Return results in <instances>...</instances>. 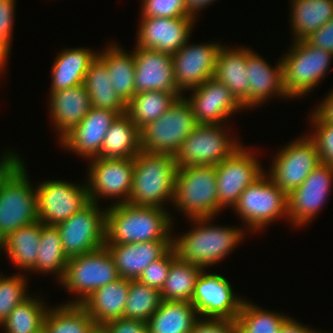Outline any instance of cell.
<instances>
[{
  "mask_svg": "<svg viewBox=\"0 0 333 333\" xmlns=\"http://www.w3.org/2000/svg\"><path fill=\"white\" fill-rule=\"evenodd\" d=\"M166 209L112 203L106 207L105 244L172 241L175 218Z\"/></svg>",
  "mask_w": 333,
  "mask_h": 333,
  "instance_id": "1",
  "label": "cell"
},
{
  "mask_svg": "<svg viewBox=\"0 0 333 333\" xmlns=\"http://www.w3.org/2000/svg\"><path fill=\"white\" fill-rule=\"evenodd\" d=\"M212 219L214 217L189 219L193 223L191 227H194L183 235L172 237V246L177 256L204 270L224 260L243 242L246 234V228L242 226L211 225Z\"/></svg>",
  "mask_w": 333,
  "mask_h": 333,
  "instance_id": "2",
  "label": "cell"
},
{
  "mask_svg": "<svg viewBox=\"0 0 333 333\" xmlns=\"http://www.w3.org/2000/svg\"><path fill=\"white\" fill-rule=\"evenodd\" d=\"M133 159L132 190L127 203L167 208L165 203L173 201L178 171L175 155L141 150Z\"/></svg>",
  "mask_w": 333,
  "mask_h": 333,
  "instance_id": "3",
  "label": "cell"
},
{
  "mask_svg": "<svg viewBox=\"0 0 333 333\" xmlns=\"http://www.w3.org/2000/svg\"><path fill=\"white\" fill-rule=\"evenodd\" d=\"M281 58L283 87L287 96L302 98L310 94L331 68L333 53L304 40H292ZM330 67V68H329Z\"/></svg>",
  "mask_w": 333,
  "mask_h": 333,
  "instance_id": "4",
  "label": "cell"
},
{
  "mask_svg": "<svg viewBox=\"0 0 333 333\" xmlns=\"http://www.w3.org/2000/svg\"><path fill=\"white\" fill-rule=\"evenodd\" d=\"M172 207L188 219L217 217V177L215 166L178 167Z\"/></svg>",
  "mask_w": 333,
  "mask_h": 333,
  "instance_id": "5",
  "label": "cell"
},
{
  "mask_svg": "<svg viewBox=\"0 0 333 333\" xmlns=\"http://www.w3.org/2000/svg\"><path fill=\"white\" fill-rule=\"evenodd\" d=\"M232 209L248 233H260L280 217L288 219L287 194L264 172L242 191Z\"/></svg>",
  "mask_w": 333,
  "mask_h": 333,
  "instance_id": "6",
  "label": "cell"
},
{
  "mask_svg": "<svg viewBox=\"0 0 333 333\" xmlns=\"http://www.w3.org/2000/svg\"><path fill=\"white\" fill-rule=\"evenodd\" d=\"M120 278L109 250L103 247L69 258L63 279L59 284L76 298L64 302L81 304L94 291Z\"/></svg>",
  "mask_w": 333,
  "mask_h": 333,
  "instance_id": "7",
  "label": "cell"
},
{
  "mask_svg": "<svg viewBox=\"0 0 333 333\" xmlns=\"http://www.w3.org/2000/svg\"><path fill=\"white\" fill-rule=\"evenodd\" d=\"M22 161L0 187V242L10 233L38 221L36 187Z\"/></svg>",
  "mask_w": 333,
  "mask_h": 333,
  "instance_id": "8",
  "label": "cell"
},
{
  "mask_svg": "<svg viewBox=\"0 0 333 333\" xmlns=\"http://www.w3.org/2000/svg\"><path fill=\"white\" fill-rule=\"evenodd\" d=\"M197 125L192 107L183 95L157 120L140 130L141 148L145 152L176 155Z\"/></svg>",
  "mask_w": 333,
  "mask_h": 333,
  "instance_id": "9",
  "label": "cell"
},
{
  "mask_svg": "<svg viewBox=\"0 0 333 333\" xmlns=\"http://www.w3.org/2000/svg\"><path fill=\"white\" fill-rule=\"evenodd\" d=\"M226 128V124H198L175 155L178 167L215 166L230 157L242 145Z\"/></svg>",
  "mask_w": 333,
  "mask_h": 333,
  "instance_id": "10",
  "label": "cell"
},
{
  "mask_svg": "<svg viewBox=\"0 0 333 333\" xmlns=\"http://www.w3.org/2000/svg\"><path fill=\"white\" fill-rule=\"evenodd\" d=\"M100 206L90 201L67 220L55 225L68 258L89 253L105 245L106 207L104 209Z\"/></svg>",
  "mask_w": 333,
  "mask_h": 333,
  "instance_id": "11",
  "label": "cell"
},
{
  "mask_svg": "<svg viewBox=\"0 0 333 333\" xmlns=\"http://www.w3.org/2000/svg\"><path fill=\"white\" fill-rule=\"evenodd\" d=\"M303 135L279 149L271 168L265 171L286 194L299 187L321 164L315 142L307 134Z\"/></svg>",
  "mask_w": 333,
  "mask_h": 333,
  "instance_id": "12",
  "label": "cell"
},
{
  "mask_svg": "<svg viewBox=\"0 0 333 333\" xmlns=\"http://www.w3.org/2000/svg\"><path fill=\"white\" fill-rule=\"evenodd\" d=\"M36 186L38 220L45 225H57L67 220L90 202L86 182L81 185L51 179Z\"/></svg>",
  "mask_w": 333,
  "mask_h": 333,
  "instance_id": "13",
  "label": "cell"
},
{
  "mask_svg": "<svg viewBox=\"0 0 333 333\" xmlns=\"http://www.w3.org/2000/svg\"><path fill=\"white\" fill-rule=\"evenodd\" d=\"M89 161L86 183L90 201L98 204L100 198H116L114 204L127 203L132 190L134 159L93 158Z\"/></svg>",
  "mask_w": 333,
  "mask_h": 333,
  "instance_id": "14",
  "label": "cell"
},
{
  "mask_svg": "<svg viewBox=\"0 0 333 333\" xmlns=\"http://www.w3.org/2000/svg\"><path fill=\"white\" fill-rule=\"evenodd\" d=\"M255 156L251 149L242 145L230 157L215 165L218 205L221 209H232L242 191L266 171Z\"/></svg>",
  "mask_w": 333,
  "mask_h": 333,
  "instance_id": "15",
  "label": "cell"
},
{
  "mask_svg": "<svg viewBox=\"0 0 333 333\" xmlns=\"http://www.w3.org/2000/svg\"><path fill=\"white\" fill-rule=\"evenodd\" d=\"M333 186V167L317 166L304 182L287 194L288 222L303 227L315 219L323 209Z\"/></svg>",
  "mask_w": 333,
  "mask_h": 333,
  "instance_id": "16",
  "label": "cell"
},
{
  "mask_svg": "<svg viewBox=\"0 0 333 333\" xmlns=\"http://www.w3.org/2000/svg\"><path fill=\"white\" fill-rule=\"evenodd\" d=\"M236 295L226 277L203 270L196 281L191 303L201 318L236 320L244 300Z\"/></svg>",
  "mask_w": 333,
  "mask_h": 333,
  "instance_id": "17",
  "label": "cell"
},
{
  "mask_svg": "<svg viewBox=\"0 0 333 333\" xmlns=\"http://www.w3.org/2000/svg\"><path fill=\"white\" fill-rule=\"evenodd\" d=\"M188 42L172 55L174 80L183 94L214 76L217 53L222 47L220 42Z\"/></svg>",
  "mask_w": 333,
  "mask_h": 333,
  "instance_id": "18",
  "label": "cell"
},
{
  "mask_svg": "<svg viewBox=\"0 0 333 333\" xmlns=\"http://www.w3.org/2000/svg\"><path fill=\"white\" fill-rule=\"evenodd\" d=\"M195 21L192 17H141L135 46L173 55L190 40Z\"/></svg>",
  "mask_w": 333,
  "mask_h": 333,
  "instance_id": "19",
  "label": "cell"
},
{
  "mask_svg": "<svg viewBox=\"0 0 333 333\" xmlns=\"http://www.w3.org/2000/svg\"><path fill=\"white\" fill-rule=\"evenodd\" d=\"M189 91L192 95L186 99L198 124H225L228 117L245 109L232 92L214 77Z\"/></svg>",
  "mask_w": 333,
  "mask_h": 333,
  "instance_id": "20",
  "label": "cell"
},
{
  "mask_svg": "<svg viewBox=\"0 0 333 333\" xmlns=\"http://www.w3.org/2000/svg\"><path fill=\"white\" fill-rule=\"evenodd\" d=\"M117 116L115 111L91 107L82 121L60 140L61 148L85 160L98 158L104 137Z\"/></svg>",
  "mask_w": 333,
  "mask_h": 333,
  "instance_id": "21",
  "label": "cell"
},
{
  "mask_svg": "<svg viewBox=\"0 0 333 333\" xmlns=\"http://www.w3.org/2000/svg\"><path fill=\"white\" fill-rule=\"evenodd\" d=\"M135 94L147 91L181 92L174 80L172 54L134 47Z\"/></svg>",
  "mask_w": 333,
  "mask_h": 333,
  "instance_id": "22",
  "label": "cell"
},
{
  "mask_svg": "<svg viewBox=\"0 0 333 333\" xmlns=\"http://www.w3.org/2000/svg\"><path fill=\"white\" fill-rule=\"evenodd\" d=\"M247 80L249 83V108L262 105L272 97L290 99L283 87L281 58L275 67L253 49L247 48Z\"/></svg>",
  "mask_w": 333,
  "mask_h": 333,
  "instance_id": "23",
  "label": "cell"
},
{
  "mask_svg": "<svg viewBox=\"0 0 333 333\" xmlns=\"http://www.w3.org/2000/svg\"><path fill=\"white\" fill-rule=\"evenodd\" d=\"M49 112L60 141L89 113L90 98L84 84L50 92Z\"/></svg>",
  "mask_w": 333,
  "mask_h": 333,
  "instance_id": "24",
  "label": "cell"
},
{
  "mask_svg": "<svg viewBox=\"0 0 333 333\" xmlns=\"http://www.w3.org/2000/svg\"><path fill=\"white\" fill-rule=\"evenodd\" d=\"M105 246L114 260L120 278L137 280L150 263L161 258L172 247V241Z\"/></svg>",
  "mask_w": 333,
  "mask_h": 333,
  "instance_id": "25",
  "label": "cell"
},
{
  "mask_svg": "<svg viewBox=\"0 0 333 333\" xmlns=\"http://www.w3.org/2000/svg\"><path fill=\"white\" fill-rule=\"evenodd\" d=\"M222 45L216 57L214 78L223 83L246 109H249V83L247 80V46Z\"/></svg>",
  "mask_w": 333,
  "mask_h": 333,
  "instance_id": "26",
  "label": "cell"
},
{
  "mask_svg": "<svg viewBox=\"0 0 333 333\" xmlns=\"http://www.w3.org/2000/svg\"><path fill=\"white\" fill-rule=\"evenodd\" d=\"M98 52L77 47L59 52L51 67L50 92L76 87L84 83L85 74Z\"/></svg>",
  "mask_w": 333,
  "mask_h": 333,
  "instance_id": "27",
  "label": "cell"
},
{
  "mask_svg": "<svg viewBox=\"0 0 333 333\" xmlns=\"http://www.w3.org/2000/svg\"><path fill=\"white\" fill-rule=\"evenodd\" d=\"M129 281L119 278L98 288L81 303L96 324H105L123 317L129 293Z\"/></svg>",
  "mask_w": 333,
  "mask_h": 333,
  "instance_id": "28",
  "label": "cell"
},
{
  "mask_svg": "<svg viewBox=\"0 0 333 333\" xmlns=\"http://www.w3.org/2000/svg\"><path fill=\"white\" fill-rule=\"evenodd\" d=\"M141 150L140 130L125 113L111 123L98 158H134Z\"/></svg>",
  "mask_w": 333,
  "mask_h": 333,
  "instance_id": "29",
  "label": "cell"
},
{
  "mask_svg": "<svg viewBox=\"0 0 333 333\" xmlns=\"http://www.w3.org/2000/svg\"><path fill=\"white\" fill-rule=\"evenodd\" d=\"M103 51H98V56L105 62L112 87L121 100L127 104L135 95V57L133 52L127 53L120 44H107Z\"/></svg>",
  "mask_w": 333,
  "mask_h": 333,
  "instance_id": "30",
  "label": "cell"
},
{
  "mask_svg": "<svg viewBox=\"0 0 333 333\" xmlns=\"http://www.w3.org/2000/svg\"><path fill=\"white\" fill-rule=\"evenodd\" d=\"M84 86L91 107L112 110L118 115L126 113V104L115 92L105 62L97 55L85 74Z\"/></svg>",
  "mask_w": 333,
  "mask_h": 333,
  "instance_id": "31",
  "label": "cell"
},
{
  "mask_svg": "<svg viewBox=\"0 0 333 333\" xmlns=\"http://www.w3.org/2000/svg\"><path fill=\"white\" fill-rule=\"evenodd\" d=\"M41 222L38 220L30 225L20 227L0 242V253L4 249L10 262L22 271L30 272L38 255L41 235Z\"/></svg>",
  "mask_w": 333,
  "mask_h": 333,
  "instance_id": "32",
  "label": "cell"
},
{
  "mask_svg": "<svg viewBox=\"0 0 333 333\" xmlns=\"http://www.w3.org/2000/svg\"><path fill=\"white\" fill-rule=\"evenodd\" d=\"M199 318L191 302L162 300L147 322L148 333H190Z\"/></svg>",
  "mask_w": 333,
  "mask_h": 333,
  "instance_id": "33",
  "label": "cell"
},
{
  "mask_svg": "<svg viewBox=\"0 0 333 333\" xmlns=\"http://www.w3.org/2000/svg\"><path fill=\"white\" fill-rule=\"evenodd\" d=\"M290 6L294 41L304 40L333 18L332 0H292Z\"/></svg>",
  "mask_w": 333,
  "mask_h": 333,
  "instance_id": "34",
  "label": "cell"
},
{
  "mask_svg": "<svg viewBox=\"0 0 333 333\" xmlns=\"http://www.w3.org/2000/svg\"><path fill=\"white\" fill-rule=\"evenodd\" d=\"M182 92L147 91L135 94L126 104V114L141 130L157 120L168 108L183 96Z\"/></svg>",
  "mask_w": 333,
  "mask_h": 333,
  "instance_id": "35",
  "label": "cell"
},
{
  "mask_svg": "<svg viewBox=\"0 0 333 333\" xmlns=\"http://www.w3.org/2000/svg\"><path fill=\"white\" fill-rule=\"evenodd\" d=\"M35 267L30 271L54 274L58 282L63 279L69 258L64 253L60 233L55 225L41 224V235Z\"/></svg>",
  "mask_w": 333,
  "mask_h": 333,
  "instance_id": "36",
  "label": "cell"
},
{
  "mask_svg": "<svg viewBox=\"0 0 333 333\" xmlns=\"http://www.w3.org/2000/svg\"><path fill=\"white\" fill-rule=\"evenodd\" d=\"M95 324L81 304L61 303L48 308L43 330L45 333H89Z\"/></svg>",
  "mask_w": 333,
  "mask_h": 333,
  "instance_id": "37",
  "label": "cell"
},
{
  "mask_svg": "<svg viewBox=\"0 0 333 333\" xmlns=\"http://www.w3.org/2000/svg\"><path fill=\"white\" fill-rule=\"evenodd\" d=\"M204 269L178 256L171 262L168 276L160 290L163 301L191 302L196 281Z\"/></svg>",
  "mask_w": 333,
  "mask_h": 333,
  "instance_id": "38",
  "label": "cell"
},
{
  "mask_svg": "<svg viewBox=\"0 0 333 333\" xmlns=\"http://www.w3.org/2000/svg\"><path fill=\"white\" fill-rule=\"evenodd\" d=\"M40 296L30 294L19 303L0 324L2 333H38L43 329V322L49 305Z\"/></svg>",
  "mask_w": 333,
  "mask_h": 333,
  "instance_id": "39",
  "label": "cell"
},
{
  "mask_svg": "<svg viewBox=\"0 0 333 333\" xmlns=\"http://www.w3.org/2000/svg\"><path fill=\"white\" fill-rule=\"evenodd\" d=\"M289 317L284 313L265 310L245 298L235 321L238 333H278Z\"/></svg>",
  "mask_w": 333,
  "mask_h": 333,
  "instance_id": "40",
  "label": "cell"
},
{
  "mask_svg": "<svg viewBox=\"0 0 333 333\" xmlns=\"http://www.w3.org/2000/svg\"><path fill=\"white\" fill-rule=\"evenodd\" d=\"M161 301L159 290L139 280H130L123 317L147 323L159 308Z\"/></svg>",
  "mask_w": 333,
  "mask_h": 333,
  "instance_id": "41",
  "label": "cell"
},
{
  "mask_svg": "<svg viewBox=\"0 0 333 333\" xmlns=\"http://www.w3.org/2000/svg\"><path fill=\"white\" fill-rule=\"evenodd\" d=\"M23 274L18 272L12 276L0 275V324L30 295L27 292V276L25 272Z\"/></svg>",
  "mask_w": 333,
  "mask_h": 333,
  "instance_id": "42",
  "label": "cell"
},
{
  "mask_svg": "<svg viewBox=\"0 0 333 333\" xmlns=\"http://www.w3.org/2000/svg\"><path fill=\"white\" fill-rule=\"evenodd\" d=\"M309 116L312 130L307 135L315 142L320 162L333 167V124L326 123L314 111ZM314 127V128H313Z\"/></svg>",
  "mask_w": 333,
  "mask_h": 333,
  "instance_id": "43",
  "label": "cell"
},
{
  "mask_svg": "<svg viewBox=\"0 0 333 333\" xmlns=\"http://www.w3.org/2000/svg\"><path fill=\"white\" fill-rule=\"evenodd\" d=\"M15 8L16 0H0V75L6 71L10 58Z\"/></svg>",
  "mask_w": 333,
  "mask_h": 333,
  "instance_id": "44",
  "label": "cell"
},
{
  "mask_svg": "<svg viewBox=\"0 0 333 333\" xmlns=\"http://www.w3.org/2000/svg\"><path fill=\"white\" fill-rule=\"evenodd\" d=\"M141 17L187 18L185 0H142Z\"/></svg>",
  "mask_w": 333,
  "mask_h": 333,
  "instance_id": "45",
  "label": "cell"
},
{
  "mask_svg": "<svg viewBox=\"0 0 333 333\" xmlns=\"http://www.w3.org/2000/svg\"><path fill=\"white\" fill-rule=\"evenodd\" d=\"M176 257L172 246L161 258L150 263L137 280L160 291L168 276L170 264Z\"/></svg>",
  "mask_w": 333,
  "mask_h": 333,
  "instance_id": "46",
  "label": "cell"
},
{
  "mask_svg": "<svg viewBox=\"0 0 333 333\" xmlns=\"http://www.w3.org/2000/svg\"><path fill=\"white\" fill-rule=\"evenodd\" d=\"M190 333H238L235 320L199 318Z\"/></svg>",
  "mask_w": 333,
  "mask_h": 333,
  "instance_id": "47",
  "label": "cell"
},
{
  "mask_svg": "<svg viewBox=\"0 0 333 333\" xmlns=\"http://www.w3.org/2000/svg\"><path fill=\"white\" fill-rule=\"evenodd\" d=\"M305 40L317 48L333 53V18L318 30L312 32Z\"/></svg>",
  "mask_w": 333,
  "mask_h": 333,
  "instance_id": "48",
  "label": "cell"
},
{
  "mask_svg": "<svg viewBox=\"0 0 333 333\" xmlns=\"http://www.w3.org/2000/svg\"><path fill=\"white\" fill-rule=\"evenodd\" d=\"M104 325L110 333H148L147 323L124 317L108 321Z\"/></svg>",
  "mask_w": 333,
  "mask_h": 333,
  "instance_id": "49",
  "label": "cell"
},
{
  "mask_svg": "<svg viewBox=\"0 0 333 333\" xmlns=\"http://www.w3.org/2000/svg\"><path fill=\"white\" fill-rule=\"evenodd\" d=\"M0 187L9 174L23 161L15 150L3 151L0 155Z\"/></svg>",
  "mask_w": 333,
  "mask_h": 333,
  "instance_id": "50",
  "label": "cell"
},
{
  "mask_svg": "<svg viewBox=\"0 0 333 333\" xmlns=\"http://www.w3.org/2000/svg\"><path fill=\"white\" fill-rule=\"evenodd\" d=\"M326 95L313 111L326 123L333 124V89Z\"/></svg>",
  "mask_w": 333,
  "mask_h": 333,
  "instance_id": "51",
  "label": "cell"
},
{
  "mask_svg": "<svg viewBox=\"0 0 333 333\" xmlns=\"http://www.w3.org/2000/svg\"><path fill=\"white\" fill-rule=\"evenodd\" d=\"M295 320V318L289 317L282 327L280 328L278 333H322V330H316L315 328H311V326H305Z\"/></svg>",
  "mask_w": 333,
  "mask_h": 333,
  "instance_id": "52",
  "label": "cell"
},
{
  "mask_svg": "<svg viewBox=\"0 0 333 333\" xmlns=\"http://www.w3.org/2000/svg\"><path fill=\"white\" fill-rule=\"evenodd\" d=\"M215 1L217 0H185L187 17H192L196 20L197 13L201 12L200 10L207 6L212 5Z\"/></svg>",
  "mask_w": 333,
  "mask_h": 333,
  "instance_id": "53",
  "label": "cell"
},
{
  "mask_svg": "<svg viewBox=\"0 0 333 333\" xmlns=\"http://www.w3.org/2000/svg\"><path fill=\"white\" fill-rule=\"evenodd\" d=\"M89 333H110L104 324H95Z\"/></svg>",
  "mask_w": 333,
  "mask_h": 333,
  "instance_id": "54",
  "label": "cell"
},
{
  "mask_svg": "<svg viewBox=\"0 0 333 333\" xmlns=\"http://www.w3.org/2000/svg\"><path fill=\"white\" fill-rule=\"evenodd\" d=\"M38 333H45V331L42 329V330H40Z\"/></svg>",
  "mask_w": 333,
  "mask_h": 333,
  "instance_id": "55",
  "label": "cell"
}]
</instances>
